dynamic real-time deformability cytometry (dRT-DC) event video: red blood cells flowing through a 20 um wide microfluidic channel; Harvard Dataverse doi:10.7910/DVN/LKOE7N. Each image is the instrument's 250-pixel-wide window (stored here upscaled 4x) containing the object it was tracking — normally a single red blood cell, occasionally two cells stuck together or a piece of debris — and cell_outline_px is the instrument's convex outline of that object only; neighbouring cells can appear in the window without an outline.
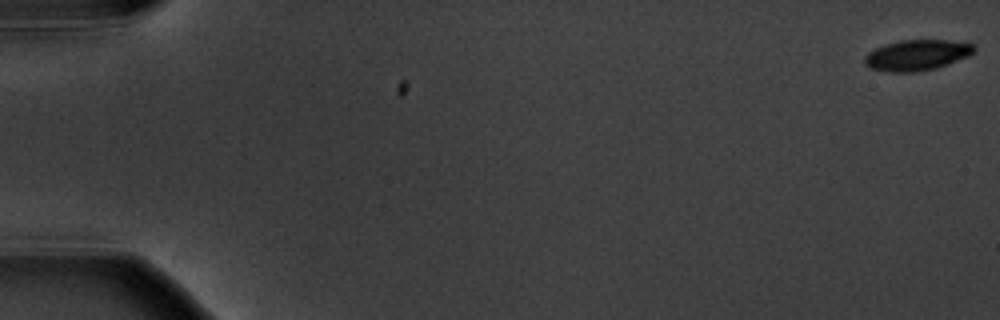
{"species": "common noctule bat (a hibernating species)", "species_latin": "Nyctalus noctula", "temperature_condition": "warm", "stored_images_in_passage": 6, "camera_frame_rate_fps": 3000, "um_per_image_px": 0.085, "animal": {"sex": "male", "body_mass_g": 20.1, "forearm_length_mm": 53.5}, "frame": {"image": 1, "passage_image": 1, "time_ms": 0.0, "image_size_px": [1000, 320], "cell_outline_px": [[976, 48], [968, 56], [948, 64], [936, 68], [916, 72], [888, 72], [868, 68], [864, 64], [864, 56], [868, 52], [876, 48], [900, 40], [948, 40], [972, 44]], "centroid_in_image_um": [77.89, 4.7], "position_along_channel_um": 7.1, "area_um2": 19.54}}